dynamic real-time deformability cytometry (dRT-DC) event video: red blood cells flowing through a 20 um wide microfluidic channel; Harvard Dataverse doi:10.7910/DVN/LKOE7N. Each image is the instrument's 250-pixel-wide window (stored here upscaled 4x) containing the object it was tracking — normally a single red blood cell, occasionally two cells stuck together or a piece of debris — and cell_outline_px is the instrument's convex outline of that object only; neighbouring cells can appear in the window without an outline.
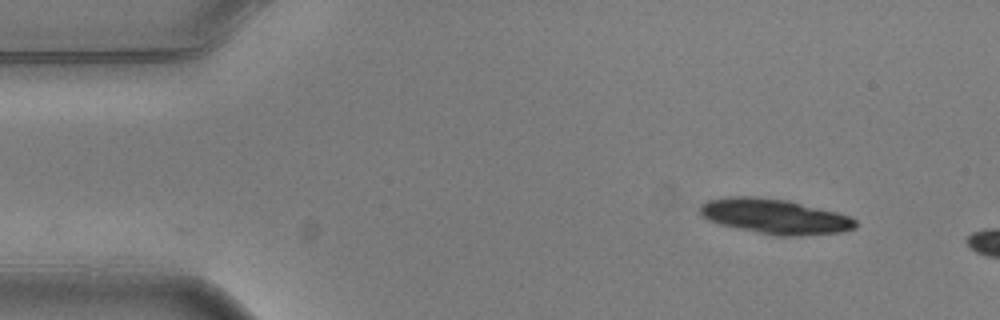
{"species": "common noctule bat (a hibernating species)", "species_latin": "Nyctalus noctula", "temperature_condition": "warm", "stored_images_in_passage": 2, "camera_frame_rate_fps": 3000, "um_per_image_px": 0.085, "animal": {"sex": "male", "body_mass_g": 20.5, "forearm_length_mm": 52.5}, "frame": {"image": 1, "passage_image": 2, "time_ms": 0.333, "image_size_px": [1000, 320], "cell_outline_px": [[856, 228], [840, 232], [800, 236], [776, 236], [720, 224], [708, 220], [700, 212], [700, 204], [708, 200], [728, 196], [756, 196], [788, 200], [836, 212], [848, 216], [856, 220]], "centroid_in_image_um": [65.85, 18.39], "position_along_channel_um": 19.1, "area_um2": 31.62}}